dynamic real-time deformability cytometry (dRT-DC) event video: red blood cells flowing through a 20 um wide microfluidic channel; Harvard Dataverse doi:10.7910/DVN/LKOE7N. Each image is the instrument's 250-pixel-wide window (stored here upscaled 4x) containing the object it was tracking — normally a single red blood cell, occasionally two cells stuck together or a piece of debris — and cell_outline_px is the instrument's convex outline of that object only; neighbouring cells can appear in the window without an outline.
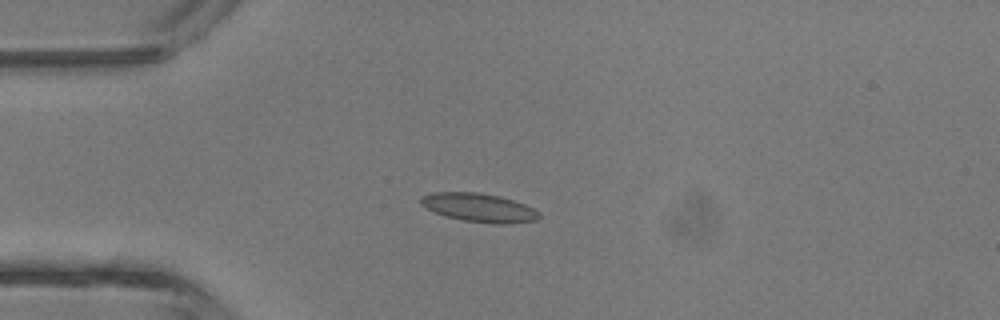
{"species": "common noctule bat (a hibernating species)", "species_latin": "Nyctalus noctula", "temperature_condition": "room temperature", "stored_images_in_passage": 4, "camera_frame_rate_fps": 3000, "um_per_image_px": 0.085, "animal": {"sex": "male", "body_mass_g": 13.3}, "frame": {"image": 1, "passage_image": 3, "time_ms": 2.333, "image_size_px": [1000, 320], "cell_outline_px": [[540, 216], [536, 220], [500, 224], [464, 220], [444, 216], [432, 212], [420, 204], [420, 196], [432, 192], [480, 192], [512, 200], [524, 204], [540, 212]], "centroid_in_image_um": [40.64, 17.64], "position_along_channel_um": 44.4, "area_um2": 19.59}}